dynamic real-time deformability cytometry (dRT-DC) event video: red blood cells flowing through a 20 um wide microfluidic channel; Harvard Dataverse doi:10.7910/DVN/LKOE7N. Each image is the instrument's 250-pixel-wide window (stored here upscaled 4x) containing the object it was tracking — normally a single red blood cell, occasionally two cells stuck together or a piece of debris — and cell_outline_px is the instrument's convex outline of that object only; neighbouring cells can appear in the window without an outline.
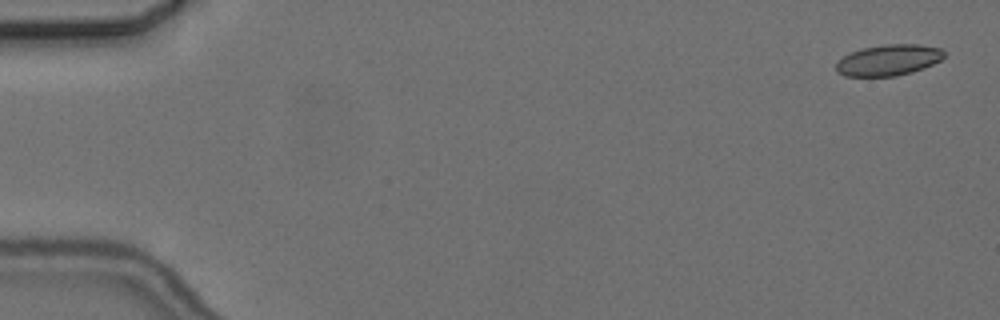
{"species": "common noctule bat (a hibernating species)", "species_latin": "Nyctalus noctula", "temperature_condition": "cold", "stored_images_in_passage": 5, "camera_frame_rate_fps": 3000, "um_per_image_px": 0.085, "animal": {"sex": "female", "body_mass_g": 24.6, "forearm_length_mm": 56.2}, "frame": {"image": 1, "passage_image": 1, "time_ms": 0.0, "image_size_px": [1000, 320], "cell_outline_px": [[944, 56], [940, 60], [924, 68], [912, 72], [896, 76], [844, 76], [836, 72], [836, 64], [844, 56], [852, 52], [864, 48], [884, 44], [916, 44], [940, 48], [944, 52]], "centroid_in_image_um": [75.52, 5.11], "position_along_channel_um": 9.5, "area_um2": 19.36}}
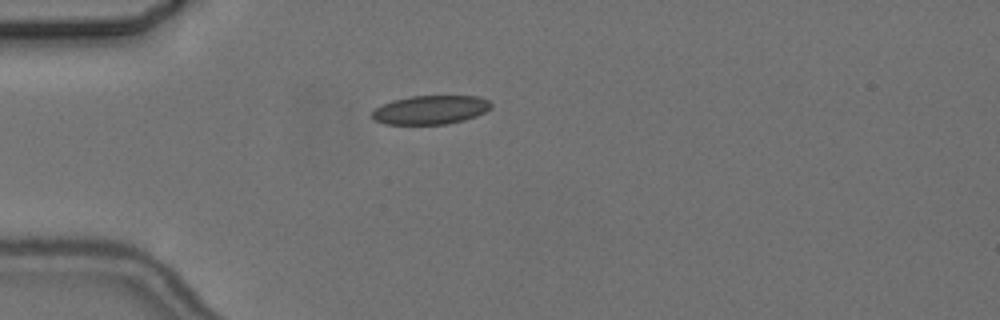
{"frame": {"image": 2, "passage_image": 5, "time_ms": 4.667, "image_size_px": [1000, 320], "cell_outline_px": [[492, 108], [476, 116], [464, 120], [448, 124], [384, 124], [372, 120], [372, 112], [380, 104], [392, 100], [412, 96], [480, 96], [488, 100], [492, 104]], "centroid_in_image_um": [36.58, 9.34], "position_along_channel_um": 48.4, "area_um2": 20.17}}